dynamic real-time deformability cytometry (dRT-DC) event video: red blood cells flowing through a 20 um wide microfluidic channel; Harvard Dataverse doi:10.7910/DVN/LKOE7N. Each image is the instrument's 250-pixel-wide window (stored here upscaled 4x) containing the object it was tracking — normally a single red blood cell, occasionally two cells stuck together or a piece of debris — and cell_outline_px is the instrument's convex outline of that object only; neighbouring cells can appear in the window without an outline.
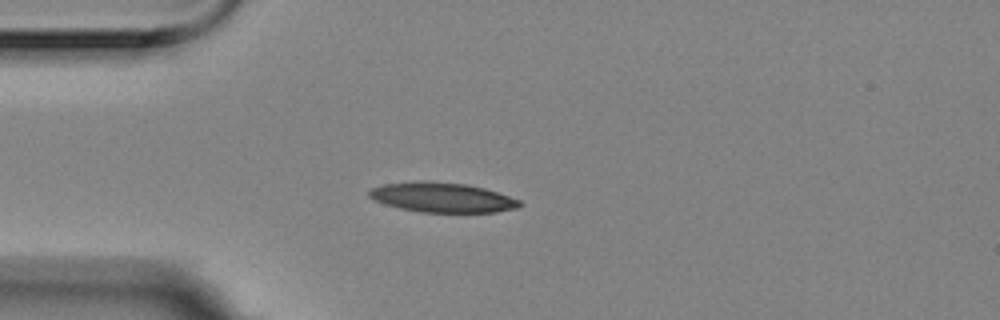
{"species": "Egyptian fruit bat (a non-hibernating species)", "species_latin": "Rousettus aegyptiacus", "temperature_condition": "room temperature", "stored_images_in_passage": 9, "camera_frame_rate_fps": 3000, "um_per_image_px": 0.085, "animal": {"sex": "female"}, "frame": {"image": 1, "passage_image": 1, "time_ms": 0.0, "image_size_px": [1000, 320], "cell_outline_px": [[524, 204], [520, 208], [496, 212], [420, 212], [400, 208], [384, 204], [368, 196], [368, 192], [372, 188], [384, 184], [420, 180], [468, 184], [484, 188], [520, 200]], "centroid_in_image_um": [37.61, 16.78], "position_along_channel_um": 47.4, "area_um2": 26.18}}
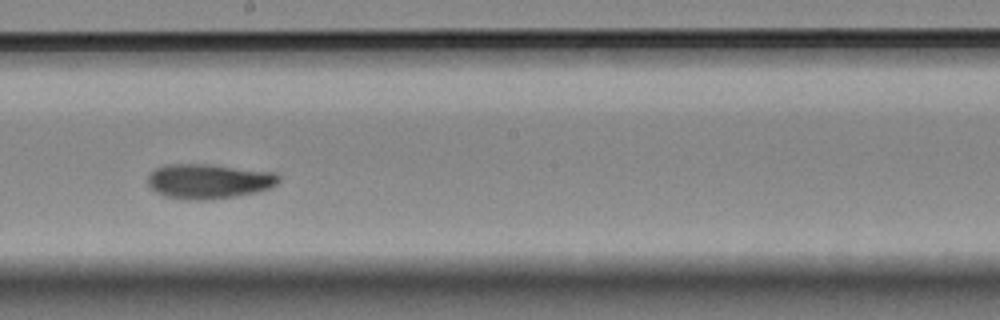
{"frame": {"image": 2, "passage_image": 6, "time_ms": 1.667, "image_size_px": [1000, 320], "cell_outline_px": [[280, 180], [276, 184], [268, 188], [256, 192], [236, 196], [208, 200], [192, 200], [164, 196], [152, 192], [148, 184], [148, 176], [156, 168], [164, 164], [208, 164], [276, 172], [280, 176]], "centroid_in_image_um": [17.72, 15.4], "position_along_channel_um": 230.5, "area_um2": 26.76}}
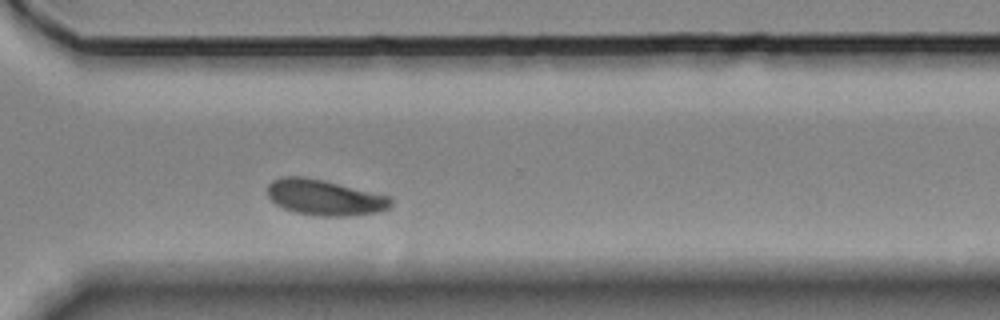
{"frame": {"image": 3, "passage_image": 9, "time_ms": 2.667, "image_size_px": [1000, 320], "cell_outline_px": [[392, 204], [388, 208], [380, 212], [348, 216], [316, 216], [296, 212], [284, 208], [276, 204], [268, 196], [268, 184], [272, 180], [280, 176], [304, 176], [324, 180], [392, 196]], "centroid_in_image_um": [27.62, 16.78], "position_along_channel_um": 343.0, "area_um2": 25.95}}